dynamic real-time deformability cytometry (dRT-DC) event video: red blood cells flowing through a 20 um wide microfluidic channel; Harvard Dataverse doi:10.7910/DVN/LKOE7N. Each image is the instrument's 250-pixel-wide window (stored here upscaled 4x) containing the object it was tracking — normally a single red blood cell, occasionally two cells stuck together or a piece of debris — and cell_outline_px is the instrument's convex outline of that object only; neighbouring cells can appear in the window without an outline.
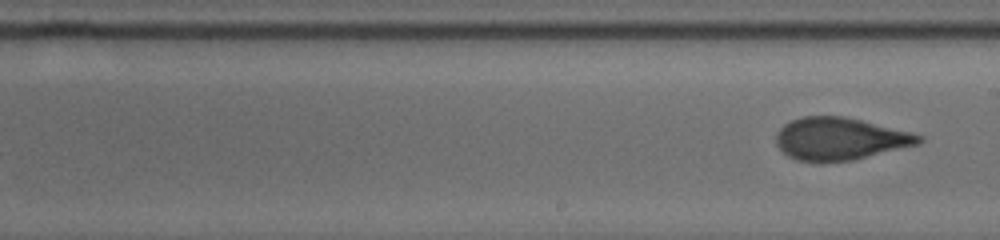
{"species": "human", "species_latin": "Homo sapiens", "temperature_condition": "cold", "stored_images_in_passage": 25, "segment_of_instrument_passage": [2, 2], "camera_frame_rate_fps": 3000, "um_per_image_px": 0.085, "donor": {"sex": "male"}, "frame": {"image": 1, "passage_image": 25, "time_ms": 10.667, "image_size_px": [1000, 240], "cell_outline_px": [[924, 140], [916, 144], [852, 160], [796, 160], [788, 156], [776, 144], [776, 132], [784, 124], [792, 120], [804, 116], [844, 116], [924, 136]], "centroid_in_image_um": [71.35, 11.77], "position_along_channel_um": 217.7, "area_um2": 34.33}}